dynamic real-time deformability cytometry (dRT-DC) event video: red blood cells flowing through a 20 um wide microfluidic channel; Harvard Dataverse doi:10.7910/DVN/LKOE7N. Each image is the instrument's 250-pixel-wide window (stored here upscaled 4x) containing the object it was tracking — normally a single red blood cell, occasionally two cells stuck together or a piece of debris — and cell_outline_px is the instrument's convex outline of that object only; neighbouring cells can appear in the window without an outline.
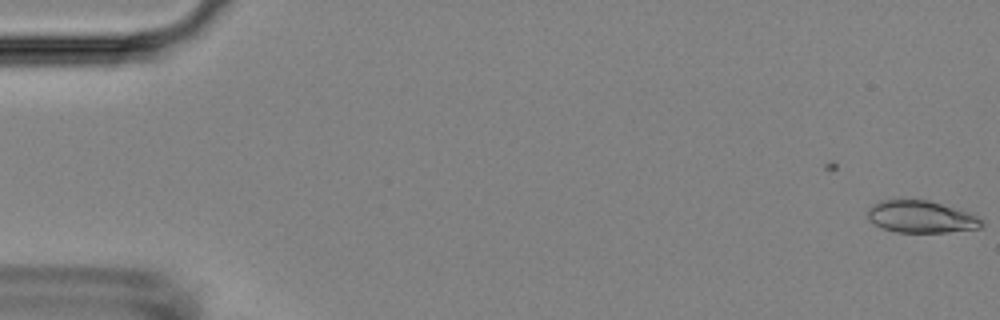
{"species": "Egyptian fruit bat (a non-hibernating species)", "species_latin": "Rousettus aegyptiacus", "temperature_condition": "room temperature", "stored_images_in_passage": 5, "camera_frame_rate_fps": 3000, "um_per_image_px": 0.085, "animal": {"sex": "female"}, "frame": {"image": 1, "passage_image": 5, "time_ms": 1.333, "image_size_px": [1000, 320], "cell_outline_px": [[984, 224], [980, 228], [948, 232], [896, 232], [880, 228], [868, 220], [868, 212], [872, 204], [880, 200], [928, 200], [968, 212], [984, 220]], "centroid_in_image_um": [78.28, 18.44], "position_along_channel_um": 6.7, "area_um2": 21.33}}